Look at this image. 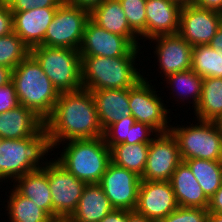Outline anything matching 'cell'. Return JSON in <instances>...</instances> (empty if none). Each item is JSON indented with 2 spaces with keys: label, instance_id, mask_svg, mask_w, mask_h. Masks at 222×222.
<instances>
[{
  "label": "cell",
  "instance_id": "cell-41",
  "mask_svg": "<svg viewBox=\"0 0 222 222\" xmlns=\"http://www.w3.org/2000/svg\"><path fill=\"white\" fill-rule=\"evenodd\" d=\"M65 2L78 6L82 9L91 12L94 8L100 5L104 0H64Z\"/></svg>",
  "mask_w": 222,
  "mask_h": 222
},
{
  "label": "cell",
  "instance_id": "cell-35",
  "mask_svg": "<svg viewBox=\"0 0 222 222\" xmlns=\"http://www.w3.org/2000/svg\"><path fill=\"white\" fill-rule=\"evenodd\" d=\"M11 12H23L33 8L58 7L64 0H5Z\"/></svg>",
  "mask_w": 222,
  "mask_h": 222
},
{
  "label": "cell",
  "instance_id": "cell-40",
  "mask_svg": "<svg viewBox=\"0 0 222 222\" xmlns=\"http://www.w3.org/2000/svg\"><path fill=\"white\" fill-rule=\"evenodd\" d=\"M207 210L209 212L222 214V185L215 192V194L211 198H209V205Z\"/></svg>",
  "mask_w": 222,
  "mask_h": 222
},
{
  "label": "cell",
  "instance_id": "cell-18",
  "mask_svg": "<svg viewBox=\"0 0 222 222\" xmlns=\"http://www.w3.org/2000/svg\"><path fill=\"white\" fill-rule=\"evenodd\" d=\"M146 39L178 34L181 6L170 0H146Z\"/></svg>",
  "mask_w": 222,
  "mask_h": 222
},
{
  "label": "cell",
  "instance_id": "cell-5",
  "mask_svg": "<svg viewBox=\"0 0 222 222\" xmlns=\"http://www.w3.org/2000/svg\"><path fill=\"white\" fill-rule=\"evenodd\" d=\"M57 162L86 184L99 183L111 162V150L104 137L66 141Z\"/></svg>",
  "mask_w": 222,
  "mask_h": 222
},
{
  "label": "cell",
  "instance_id": "cell-22",
  "mask_svg": "<svg viewBox=\"0 0 222 222\" xmlns=\"http://www.w3.org/2000/svg\"><path fill=\"white\" fill-rule=\"evenodd\" d=\"M90 19L105 30L124 36L133 46L140 47L138 41L141 39L130 28L119 0H104L90 12Z\"/></svg>",
  "mask_w": 222,
  "mask_h": 222
},
{
  "label": "cell",
  "instance_id": "cell-10",
  "mask_svg": "<svg viewBox=\"0 0 222 222\" xmlns=\"http://www.w3.org/2000/svg\"><path fill=\"white\" fill-rule=\"evenodd\" d=\"M146 79L144 77L129 89L131 115L137 122L149 125L157 133L168 132L170 109L165 107L164 100L157 96L158 91H155Z\"/></svg>",
  "mask_w": 222,
  "mask_h": 222
},
{
  "label": "cell",
  "instance_id": "cell-15",
  "mask_svg": "<svg viewBox=\"0 0 222 222\" xmlns=\"http://www.w3.org/2000/svg\"><path fill=\"white\" fill-rule=\"evenodd\" d=\"M178 207L170 181L141 180L135 211L160 222Z\"/></svg>",
  "mask_w": 222,
  "mask_h": 222
},
{
  "label": "cell",
  "instance_id": "cell-21",
  "mask_svg": "<svg viewBox=\"0 0 222 222\" xmlns=\"http://www.w3.org/2000/svg\"><path fill=\"white\" fill-rule=\"evenodd\" d=\"M170 183L179 206L208 208L209 198L203 192L196 177L185 162L182 161L177 166Z\"/></svg>",
  "mask_w": 222,
  "mask_h": 222
},
{
  "label": "cell",
  "instance_id": "cell-3",
  "mask_svg": "<svg viewBox=\"0 0 222 222\" xmlns=\"http://www.w3.org/2000/svg\"><path fill=\"white\" fill-rule=\"evenodd\" d=\"M136 57H81L83 89H130L134 87L144 77L143 74H140V69L135 66Z\"/></svg>",
  "mask_w": 222,
  "mask_h": 222
},
{
  "label": "cell",
  "instance_id": "cell-25",
  "mask_svg": "<svg viewBox=\"0 0 222 222\" xmlns=\"http://www.w3.org/2000/svg\"><path fill=\"white\" fill-rule=\"evenodd\" d=\"M202 121L217 120L222 114V78H204L200 101L193 111Z\"/></svg>",
  "mask_w": 222,
  "mask_h": 222
},
{
  "label": "cell",
  "instance_id": "cell-36",
  "mask_svg": "<svg viewBox=\"0 0 222 222\" xmlns=\"http://www.w3.org/2000/svg\"><path fill=\"white\" fill-rule=\"evenodd\" d=\"M157 134V132L150 127L149 125L142 123V122H135L134 125L130 129L129 133V144H137V143H145L150 144L153 140V134Z\"/></svg>",
  "mask_w": 222,
  "mask_h": 222
},
{
  "label": "cell",
  "instance_id": "cell-46",
  "mask_svg": "<svg viewBox=\"0 0 222 222\" xmlns=\"http://www.w3.org/2000/svg\"><path fill=\"white\" fill-rule=\"evenodd\" d=\"M207 222H222V214L209 212Z\"/></svg>",
  "mask_w": 222,
  "mask_h": 222
},
{
  "label": "cell",
  "instance_id": "cell-34",
  "mask_svg": "<svg viewBox=\"0 0 222 222\" xmlns=\"http://www.w3.org/2000/svg\"><path fill=\"white\" fill-rule=\"evenodd\" d=\"M207 208H192L179 206L160 222H207Z\"/></svg>",
  "mask_w": 222,
  "mask_h": 222
},
{
  "label": "cell",
  "instance_id": "cell-37",
  "mask_svg": "<svg viewBox=\"0 0 222 222\" xmlns=\"http://www.w3.org/2000/svg\"><path fill=\"white\" fill-rule=\"evenodd\" d=\"M19 105L15 87L12 82L0 87V114Z\"/></svg>",
  "mask_w": 222,
  "mask_h": 222
},
{
  "label": "cell",
  "instance_id": "cell-19",
  "mask_svg": "<svg viewBox=\"0 0 222 222\" xmlns=\"http://www.w3.org/2000/svg\"><path fill=\"white\" fill-rule=\"evenodd\" d=\"M45 128V122L21 104L0 114V138L34 137Z\"/></svg>",
  "mask_w": 222,
  "mask_h": 222
},
{
  "label": "cell",
  "instance_id": "cell-28",
  "mask_svg": "<svg viewBox=\"0 0 222 222\" xmlns=\"http://www.w3.org/2000/svg\"><path fill=\"white\" fill-rule=\"evenodd\" d=\"M10 192L6 207L10 222H55L31 199L20 195L14 188Z\"/></svg>",
  "mask_w": 222,
  "mask_h": 222
},
{
  "label": "cell",
  "instance_id": "cell-24",
  "mask_svg": "<svg viewBox=\"0 0 222 222\" xmlns=\"http://www.w3.org/2000/svg\"><path fill=\"white\" fill-rule=\"evenodd\" d=\"M13 188L22 196L31 199L53 219L52 197L47 176V165L25 173L14 180ZM18 183V184H17Z\"/></svg>",
  "mask_w": 222,
  "mask_h": 222
},
{
  "label": "cell",
  "instance_id": "cell-2",
  "mask_svg": "<svg viewBox=\"0 0 222 222\" xmlns=\"http://www.w3.org/2000/svg\"><path fill=\"white\" fill-rule=\"evenodd\" d=\"M11 82L19 104L44 122L52 115L60 93L31 54L12 70Z\"/></svg>",
  "mask_w": 222,
  "mask_h": 222
},
{
  "label": "cell",
  "instance_id": "cell-23",
  "mask_svg": "<svg viewBox=\"0 0 222 222\" xmlns=\"http://www.w3.org/2000/svg\"><path fill=\"white\" fill-rule=\"evenodd\" d=\"M114 209L99 183L86 184L78 206L67 222H99Z\"/></svg>",
  "mask_w": 222,
  "mask_h": 222
},
{
  "label": "cell",
  "instance_id": "cell-29",
  "mask_svg": "<svg viewBox=\"0 0 222 222\" xmlns=\"http://www.w3.org/2000/svg\"><path fill=\"white\" fill-rule=\"evenodd\" d=\"M191 69L202 78H222V50L209 44L193 46Z\"/></svg>",
  "mask_w": 222,
  "mask_h": 222
},
{
  "label": "cell",
  "instance_id": "cell-12",
  "mask_svg": "<svg viewBox=\"0 0 222 222\" xmlns=\"http://www.w3.org/2000/svg\"><path fill=\"white\" fill-rule=\"evenodd\" d=\"M139 47L133 46L124 36L111 33L88 20L81 45L78 49L81 57L138 56Z\"/></svg>",
  "mask_w": 222,
  "mask_h": 222
},
{
  "label": "cell",
  "instance_id": "cell-26",
  "mask_svg": "<svg viewBox=\"0 0 222 222\" xmlns=\"http://www.w3.org/2000/svg\"><path fill=\"white\" fill-rule=\"evenodd\" d=\"M149 144L122 143L113 146L111 150V162L115 165L126 168L142 176L145 170L146 160L148 157Z\"/></svg>",
  "mask_w": 222,
  "mask_h": 222
},
{
  "label": "cell",
  "instance_id": "cell-6",
  "mask_svg": "<svg viewBox=\"0 0 222 222\" xmlns=\"http://www.w3.org/2000/svg\"><path fill=\"white\" fill-rule=\"evenodd\" d=\"M30 54L59 93L83 89L78 50L38 45L30 49Z\"/></svg>",
  "mask_w": 222,
  "mask_h": 222
},
{
  "label": "cell",
  "instance_id": "cell-48",
  "mask_svg": "<svg viewBox=\"0 0 222 222\" xmlns=\"http://www.w3.org/2000/svg\"><path fill=\"white\" fill-rule=\"evenodd\" d=\"M215 123H216L220 133L222 134V114L217 120H215Z\"/></svg>",
  "mask_w": 222,
  "mask_h": 222
},
{
  "label": "cell",
  "instance_id": "cell-7",
  "mask_svg": "<svg viewBox=\"0 0 222 222\" xmlns=\"http://www.w3.org/2000/svg\"><path fill=\"white\" fill-rule=\"evenodd\" d=\"M197 121L195 126L193 123L184 127L169 124V131L177 141L182 161L196 158L222 161V134L216 123Z\"/></svg>",
  "mask_w": 222,
  "mask_h": 222
},
{
  "label": "cell",
  "instance_id": "cell-16",
  "mask_svg": "<svg viewBox=\"0 0 222 222\" xmlns=\"http://www.w3.org/2000/svg\"><path fill=\"white\" fill-rule=\"evenodd\" d=\"M156 42L154 54L158 56V61L165 78L180 71L191 69L192 49L186 40L179 34L161 35L150 39Z\"/></svg>",
  "mask_w": 222,
  "mask_h": 222
},
{
  "label": "cell",
  "instance_id": "cell-31",
  "mask_svg": "<svg viewBox=\"0 0 222 222\" xmlns=\"http://www.w3.org/2000/svg\"><path fill=\"white\" fill-rule=\"evenodd\" d=\"M29 54L30 48L14 31L0 36V65L13 70Z\"/></svg>",
  "mask_w": 222,
  "mask_h": 222
},
{
  "label": "cell",
  "instance_id": "cell-42",
  "mask_svg": "<svg viewBox=\"0 0 222 222\" xmlns=\"http://www.w3.org/2000/svg\"><path fill=\"white\" fill-rule=\"evenodd\" d=\"M195 6L222 14V0H196Z\"/></svg>",
  "mask_w": 222,
  "mask_h": 222
},
{
  "label": "cell",
  "instance_id": "cell-27",
  "mask_svg": "<svg viewBox=\"0 0 222 222\" xmlns=\"http://www.w3.org/2000/svg\"><path fill=\"white\" fill-rule=\"evenodd\" d=\"M183 162L189 166L206 196L211 198L222 185V161L196 158Z\"/></svg>",
  "mask_w": 222,
  "mask_h": 222
},
{
  "label": "cell",
  "instance_id": "cell-4",
  "mask_svg": "<svg viewBox=\"0 0 222 222\" xmlns=\"http://www.w3.org/2000/svg\"><path fill=\"white\" fill-rule=\"evenodd\" d=\"M52 149L50 137L45 128L34 137L0 138V182L7 178L14 181L25 173L43 169L48 163L42 161L46 159L44 155Z\"/></svg>",
  "mask_w": 222,
  "mask_h": 222
},
{
  "label": "cell",
  "instance_id": "cell-38",
  "mask_svg": "<svg viewBox=\"0 0 222 222\" xmlns=\"http://www.w3.org/2000/svg\"><path fill=\"white\" fill-rule=\"evenodd\" d=\"M13 32V13L5 0H0V36Z\"/></svg>",
  "mask_w": 222,
  "mask_h": 222
},
{
  "label": "cell",
  "instance_id": "cell-44",
  "mask_svg": "<svg viewBox=\"0 0 222 222\" xmlns=\"http://www.w3.org/2000/svg\"><path fill=\"white\" fill-rule=\"evenodd\" d=\"M128 222H155L135 210H128Z\"/></svg>",
  "mask_w": 222,
  "mask_h": 222
},
{
  "label": "cell",
  "instance_id": "cell-8",
  "mask_svg": "<svg viewBox=\"0 0 222 222\" xmlns=\"http://www.w3.org/2000/svg\"><path fill=\"white\" fill-rule=\"evenodd\" d=\"M90 12L63 1L47 28L41 45L78 50Z\"/></svg>",
  "mask_w": 222,
  "mask_h": 222
},
{
  "label": "cell",
  "instance_id": "cell-9",
  "mask_svg": "<svg viewBox=\"0 0 222 222\" xmlns=\"http://www.w3.org/2000/svg\"><path fill=\"white\" fill-rule=\"evenodd\" d=\"M47 176L52 197L53 220L67 221L75 212L86 183L68 172L56 159L47 163Z\"/></svg>",
  "mask_w": 222,
  "mask_h": 222
},
{
  "label": "cell",
  "instance_id": "cell-30",
  "mask_svg": "<svg viewBox=\"0 0 222 222\" xmlns=\"http://www.w3.org/2000/svg\"><path fill=\"white\" fill-rule=\"evenodd\" d=\"M165 79V81H167L166 83H168L170 86L173 85L171 87L172 91L176 92V96L178 95L179 99H183L184 102L185 98H192V106L194 107V109L196 108L201 98L204 78H202L192 69H188L185 71L170 74Z\"/></svg>",
  "mask_w": 222,
  "mask_h": 222
},
{
  "label": "cell",
  "instance_id": "cell-39",
  "mask_svg": "<svg viewBox=\"0 0 222 222\" xmlns=\"http://www.w3.org/2000/svg\"><path fill=\"white\" fill-rule=\"evenodd\" d=\"M99 222H128V210L114 209L104 216Z\"/></svg>",
  "mask_w": 222,
  "mask_h": 222
},
{
  "label": "cell",
  "instance_id": "cell-32",
  "mask_svg": "<svg viewBox=\"0 0 222 222\" xmlns=\"http://www.w3.org/2000/svg\"><path fill=\"white\" fill-rule=\"evenodd\" d=\"M130 28L146 39V0H119Z\"/></svg>",
  "mask_w": 222,
  "mask_h": 222
},
{
  "label": "cell",
  "instance_id": "cell-43",
  "mask_svg": "<svg viewBox=\"0 0 222 222\" xmlns=\"http://www.w3.org/2000/svg\"><path fill=\"white\" fill-rule=\"evenodd\" d=\"M12 70L8 67L0 65V87L11 82Z\"/></svg>",
  "mask_w": 222,
  "mask_h": 222
},
{
  "label": "cell",
  "instance_id": "cell-33",
  "mask_svg": "<svg viewBox=\"0 0 222 222\" xmlns=\"http://www.w3.org/2000/svg\"><path fill=\"white\" fill-rule=\"evenodd\" d=\"M135 122L136 120L131 116L111 124L103 135L106 145L111 149L122 143L129 144L130 129Z\"/></svg>",
  "mask_w": 222,
  "mask_h": 222
},
{
  "label": "cell",
  "instance_id": "cell-13",
  "mask_svg": "<svg viewBox=\"0 0 222 222\" xmlns=\"http://www.w3.org/2000/svg\"><path fill=\"white\" fill-rule=\"evenodd\" d=\"M140 182L135 172L110 162L99 184L115 209L131 211L137 204Z\"/></svg>",
  "mask_w": 222,
  "mask_h": 222
},
{
  "label": "cell",
  "instance_id": "cell-20",
  "mask_svg": "<svg viewBox=\"0 0 222 222\" xmlns=\"http://www.w3.org/2000/svg\"><path fill=\"white\" fill-rule=\"evenodd\" d=\"M92 93L99 121L105 131L111 124L131 117L129 89L89 90Z\"/></svg>",
  "mask_w": 222,
  "mask_h": 222
},
{
  "label": "cell",
  "instance_id": "cell-11",
  "mask_svg": "<svg viewBox=\"0 0 222 222\" xmlns=\"http://www.w3.org/2000/svg\"><path fill=\"white\" fill-rule=\"evenodd\" d=\"M141 180L170 181L182 162L177 141L170 131L153 135Z\"/></svg>",
  "mask_w": 222,
  "mask_h": 222
},
{
  "label": "cell",
  "instance_id": "cell-1",
  "mask_svg": "<svg viewBox=\"0 0 222 222\" xmlns=\"http://www.w3.org/2000/svg\"><path fill=\"white\" fill-rule=\"evenodd\" d=\"M45 129L54 149L68 140L103 137L91 91L61 92L52 115L45 121Z\"/></svg>",
  "mask_w": 222,
  "mask_h": 222
},
{
  "label": "cell",
  "instance_id": "cell-14",
  "mask_svg": "<svg viewBox=\"0 0 222 222\" xmlns=\"http://www.w3.org/2000/svg\"><path fill=\"white\" fill-rule=\"evenodd\" d=\"M222 24V14L195 5L180 11L178 34L191 46L209 44Z\"/></svg>",
  "mask_w": 222,
  "mask_h": 222
},
{
  "label": "cell",
  "instance_id": "cell-45",
  "mask_svg": "<svg viewBox=\"0 0 222 222\" xmlns=\"http://www.w3.org/2000/svg\"><path fill=\"white\" fill-rule=\"evenodd\" d=\"M209 46H211L215 50H217V49H219V50L221 49L222 50V24L218 28L215 36L209 42Z\"/></svg>",
  "mask_w": 222,
  "mask_h": 222
},
{
  "label": "cell",
  "instance_id": "cell-17",
  "mask_svg": "<svg viewBox=\"0 0 222 222\" xmlns=\"http://www.w3.org/2000/svg\"><path fill=\"white\" fill-rule=\"evenodd\" d=\"M57 7L33 8L13 13V31L31 49L41 45Z\"/></svg>",
  "mask_w": 222,
  "mask_h": 222
},
{
  "label": "cell",
  "instance_id": "cell-47",
  "mask_svg": "<svg viewBox=\"0 0 222 222\" xmlns=\"http://www.w3.org/2000/svg\"><path fill=\"white\" fill-rule=\"evenodd\" d=\"M176 4H179L181 7L194 5L196 0H170Z\"/></svg>",
  "mask_w": 222,
  "mask_h": 222
}]
</instances>
